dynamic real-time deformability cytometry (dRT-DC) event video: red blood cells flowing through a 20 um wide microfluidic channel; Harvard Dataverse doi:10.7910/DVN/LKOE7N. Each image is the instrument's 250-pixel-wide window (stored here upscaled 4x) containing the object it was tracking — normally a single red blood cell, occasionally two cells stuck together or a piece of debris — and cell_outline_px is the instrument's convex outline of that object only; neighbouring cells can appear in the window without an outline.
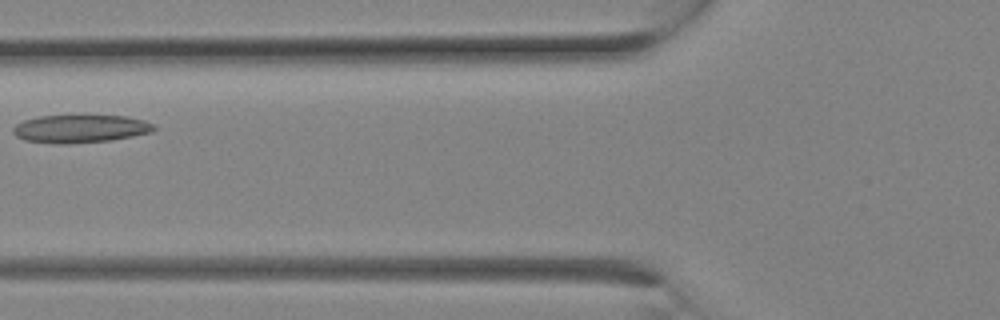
{"species": "Egyptian fruit bat (a non-hibernating species)", "species_latin": "Rousettus aegyptiacus", "temperature_condition": "room temperature", "stored_images_in_passage": 7, "camera_frame_rate_fps": 3000, "um_per_image_px": 0.085, "animal": {"sex": "female"}, "frame": {"image": 1, "passage_image": 3, "time_ms": 0.667, "image_size_px": [1000, 320], "cell_outline_px": [[156, 128], [152, 132], [112, 140], [68, 144], [52, 144], [24, 140], [16, 136], [12, 132], [12, 128], [16, 124], [24, 120], [40, 116], [128, 116], [144, 120], [152, 124]], "centroid_in_image_um": [6.8, 10.95], "position_along_channel_um": 119.0, "area_um2": 23.0}}
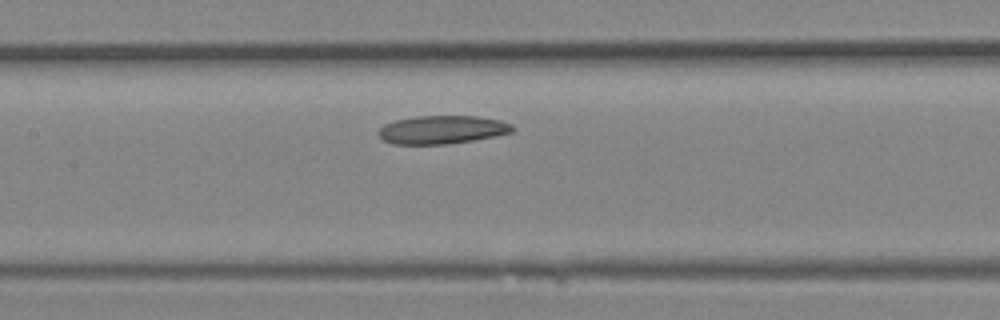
{"frame": {"image": 2, "passage_image": 5, "time_ms": 1.333, "image_size_px": [1000, 320], "cell_outline_px": [[516, 128], [512, 132], [472, 140], [448, 144], [392, 144], [384, 140], [376, 132], [384, 124], [396, 120], [416, 116], [480, 116], [500, 120], [512, 124]], "centroid_in_image_um": [37.58, 11.02], "position_along_channel_um": 169.8, "area_um2": 22.08}}
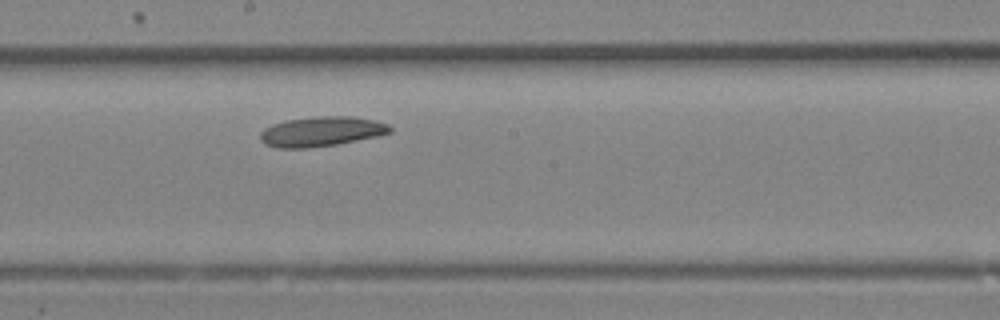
{"frame": {"image": 3, "passage_image": 7, "time_ms": 2.0, "image_size_px": [1000, 320], "cell_outline_px": [[392, 132], [380, 136], [336, 144], [304, 148], [280, 148], [264, 144], [260, 140], [260, 132], [264, 128], [272, 124], [284, 120], [316, 116], [352, 116], [376, 120], [388, 124], [392, 128]], "centroid_in_image_um": [27.33, 11.17], "position_along_channel_um": 220.9, "area_um2": 22.77}}